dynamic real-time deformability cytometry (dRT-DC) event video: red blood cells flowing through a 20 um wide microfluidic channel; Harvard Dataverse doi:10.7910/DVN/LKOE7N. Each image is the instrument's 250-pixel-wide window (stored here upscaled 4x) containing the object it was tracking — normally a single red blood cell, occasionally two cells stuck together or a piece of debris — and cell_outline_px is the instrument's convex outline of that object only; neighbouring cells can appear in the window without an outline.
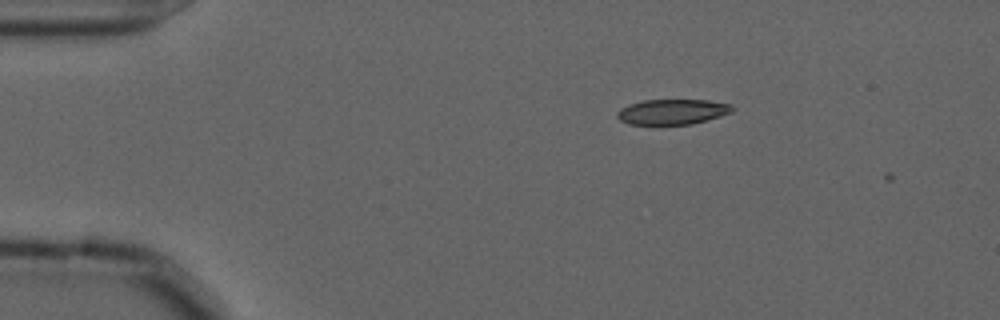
{"species": "common noctule bat (a hibernating species)", "species_latin": "Nyctalus noctula", "temperature_condition": "cold", "stored_images_in_passage": 5, "camera_frame_rate_fps": 3000, "um_per_image_px": 0.085, "animal": {"sex": "male", "forearm_length_mm": 52.5}, "frame": {"image": 1, "passage_image": 4, "time_ms": 1.0, "image_size_px": [1000, 320], "cell_outline_px": [[736, 108], [732, 112], [708, 120], [692, 124], [628, 124], [620, 120], [616, 116], [616, 112], [620, 108], [628, 104], [644, 100], [708, 100], [732, 104]], "centroid_in_image_um": [57.17, 9.49], "position_along_channel_um": 27.8, "area_um2": 17.11}}